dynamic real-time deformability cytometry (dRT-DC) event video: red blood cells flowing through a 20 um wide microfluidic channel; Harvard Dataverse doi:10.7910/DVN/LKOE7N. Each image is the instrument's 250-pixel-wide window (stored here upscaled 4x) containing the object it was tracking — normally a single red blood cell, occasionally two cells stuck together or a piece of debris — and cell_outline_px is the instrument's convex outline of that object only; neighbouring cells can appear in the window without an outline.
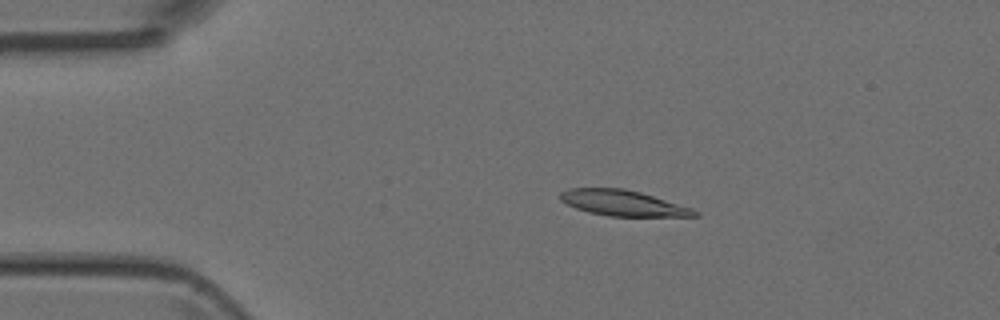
{"species": "Egyptian fruit bat (a non-hibernating species)", "species_latin": "Rousettus aegyptiacus", "temperature_condition": "room temperature", "stored_images_in_passage": 4, "camera_frame_rate_fps": 3000, "um_per_image_px": 0.085, "animal": {"sex": "female"}, "frame": {"image": 1, "passage_image": 3, "time_ms": 2.333, "image_size_px": [1000, 320], "cell_outline_px": [[700, 216], [608, 216], [588, 212], [576, 208], [560, 200], [560, 192], [568, 188], [624, 188], [640, 192], [692, 208], [700, 212]], "centroid_in_image_um": [52.94, 17.26], "position_along_channel_um": 32.1, "area_um2": 20.0}}